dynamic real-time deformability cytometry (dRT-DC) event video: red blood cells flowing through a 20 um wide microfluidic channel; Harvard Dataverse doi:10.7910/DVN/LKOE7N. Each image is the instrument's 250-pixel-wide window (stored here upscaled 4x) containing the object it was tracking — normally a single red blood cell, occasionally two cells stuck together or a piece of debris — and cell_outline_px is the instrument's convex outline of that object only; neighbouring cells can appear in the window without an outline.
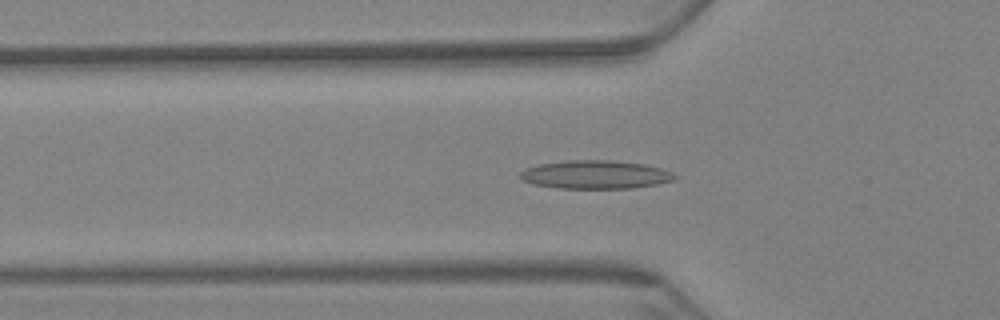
{"species": "Egyptian fruit bat (a non-hibernating species)", "species_latin": "Rousettus aegyptiacus", "temperature_condition": "warm", "stored_images_in_passage": 66, "camera_frame_rate_fps": 3000, "um_per_image_px": 0.085, "animal": {"sex": "female"}, "frame": {"image": 1, "passage_image": 22, "time_ms": 7.0, "image_size_px": [1000, 320], "cell_outline_px": [[680, 176], [676, 180], [656, 184], [632, 188], [556, 188], [532, 184], [524, 180], [520, 176], [520, 172], [528, 168], [540, 164], [568, 160], [612, 160], [644, 164], [660, 168], [672, 172]], "centroid_in_image_um": [50.66, 14.84], "position_along_channel_um": 75.1, "area_um2": 25.55}}
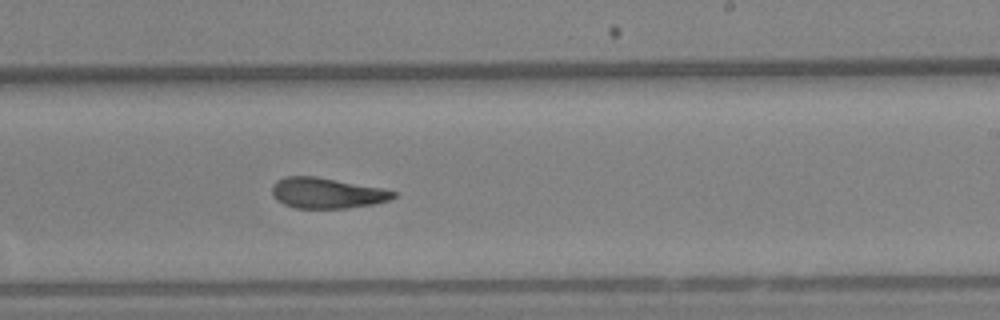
{"frame": {"image": 2, "passage_image": 40, "time_ms": 13.0, "image_size_px": [1000, 320], "cell_outline_px": [[396, 196], [388, 200], [372, 204], [348, 208], [296, 208], [284, 204], [276, 200], [272, 196], [272, 184], [284, 176], [316, 176], [380, 188], [396, 192]], "centroid_in_image_um": [27.72, 16.41], "position_along_channel_um": 261.3, "area_um2": 21.5}}
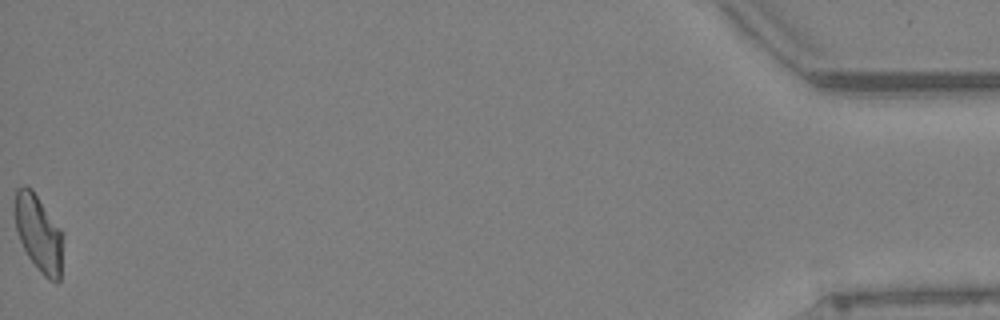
{"frame": {"image": 3, "passage_image": 66, "time_ms": 21.667, "image_size_px": [1000, 320], "cell_outline_px": [[60, 280], [56, 284], [48, 280], [40, 272], [28, 256], [20, 240], [16, 228], [16, 188], [24, 184], [32, 188], [60, 228]], "centroid_in_image_um": [3.26, 19.82], "position_along_channel_um": 431.9, "area_um2": 20.81}, "authors_computed_cell_mechanics": {"area_um2": 22.5998, "velocity_mm_per_s": 3.1048, "shape_relaxation_time_tau1_ms": null, "shape_relaxation_time_tau2_ms": 3.6366, "deformation_change_tau1": null, "deformation_change_tau2": 0.109}}